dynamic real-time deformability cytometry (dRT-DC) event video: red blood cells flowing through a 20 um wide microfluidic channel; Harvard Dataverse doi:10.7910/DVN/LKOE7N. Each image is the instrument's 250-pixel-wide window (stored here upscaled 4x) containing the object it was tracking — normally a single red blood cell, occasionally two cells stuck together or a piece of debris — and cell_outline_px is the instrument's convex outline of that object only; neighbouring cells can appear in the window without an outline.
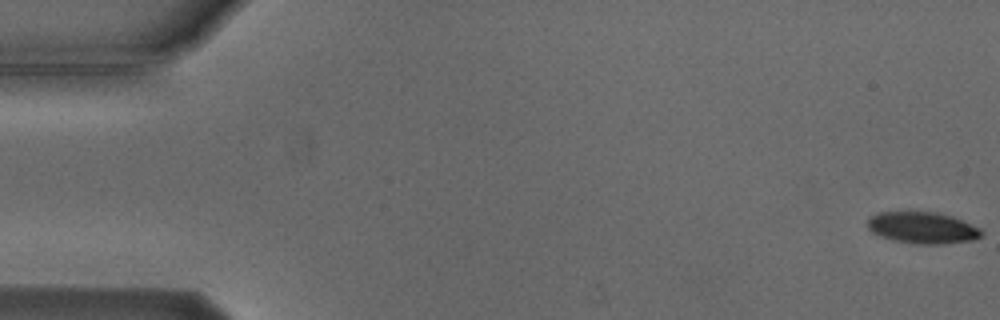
{"species": "Egyptian fruit bat (a non-hibernating species)", "species_latin": "Rousettus aegyptiacus", "temperature_condition": "cold", "stored_images_in_passage": 8, "camera_frame_rate_fps": 3000, "um_per_image_px": 0.085, "animal": {"sex": "male"}, "frame": {"image": 1, "passage_image": 1, "time_ms": 0.0, "image_size_px": [1000, 320], "cell_outline_px": [[984, 232], [980, 236], [972, 240], [944, 244], [912, 244], [892, 240], [880, 236], [872, 232], [868, 228], [868, 220], [876, 212], [936, 212], [952, 216], [980, 228]], "centroid_in_image_um": [78.4, 19.37], "position_along_channel_um": 6.6, "area_um2": 20.98}}
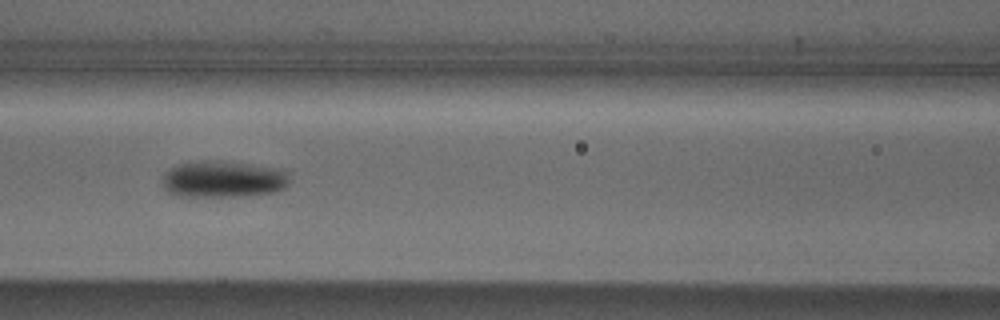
{"frame": {"image": 2, "passage_image": 7, "time_ms": 7.667, "image_size_px": [1000, 320], "cell_outline_px": [[288, 184], [284, 188], [272, 192], [240, 196], [180, 196], [168, 192], [164, 188], [164, 176], [176, 164], [204, 160], [216, 160], [248, 164], [272, 168], [288, 172]], "centroid_in_image_um": [18.95, 15.23], "position_along_channel_um": 147.6, "area_um2": 26.7}}
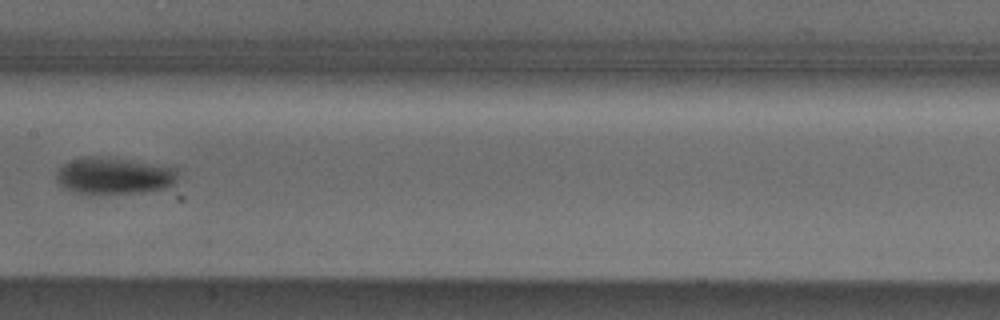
{"frame": {"image": 3, "passage_image": 8, "time_ms": 9.0, "image_size_px": [1000, 320], "cell_outline_px": [[180, 176], [172, 184], [164, 188], [140, 192], [76, 192], [60, 184], [56, 180], [56, 172], [64, 164], [72, 160], [88, 156], [96, 156], [172, 164], [176, 168]], "centroid_in_image_um": [9.8, 14.89], "position_along_channel_um": 197.6, "area_um2": 25.89}}